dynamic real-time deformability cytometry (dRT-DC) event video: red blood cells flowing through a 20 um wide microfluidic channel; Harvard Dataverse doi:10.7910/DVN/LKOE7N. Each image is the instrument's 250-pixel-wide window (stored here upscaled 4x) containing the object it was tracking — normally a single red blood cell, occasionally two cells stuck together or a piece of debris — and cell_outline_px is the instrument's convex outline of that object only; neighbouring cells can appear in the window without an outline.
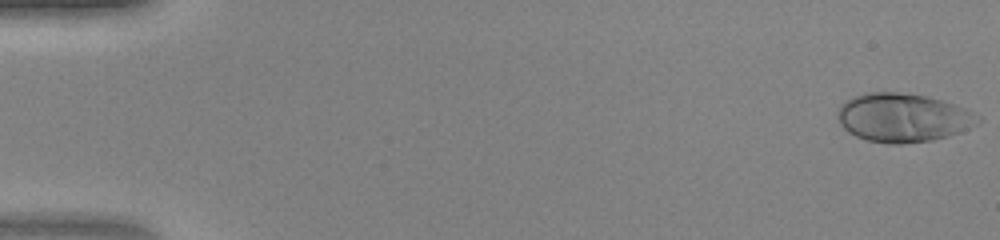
{"species": "human", "species_latin": "Homo sapiens", "temperature_condition": "warm", "stored_images_in_passage": 47, "camera_frame_rate_fps": 3000, "um_per_image_px": 0.085, "donor": {"sex": "female"}, "frame": {"image": 1, "passage_image": 1, "time_ms": 0.0, "image_size_px": [1000, 240], "cell_outline_px": [[980, 120], [976, 124], [960, 132], [948, 136], [932, 140], [900, 144], [888, 144], [868, 140], [856, 136], [848, 132], [840, 124], [836, 116], [836, 112], [840, 104], [844, 100], [852, 96], [868, 92], [896, 92], [924, 96], [940, 100], [952, 104], [972, 112], [980, 116]], "centroid_in_image_um": [76.68, 10.0], "position_along_channel_um": 8.3, "area_um2": 39.71}}
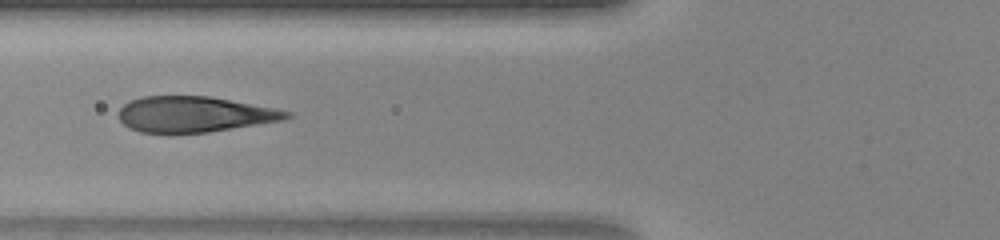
{"frame": {"image": 2, "passage_image": 19, "time_ms": 6.0, "image_size_px": [1000, 240], "cell_outline_px": [[292, 116], [284, 120], [208, 132], [172, 136], [140, 132], [128, 128], [116, 116], [116, 112], [124, 104], [132, 100], [144, 96], [208, 96], [272, 108], [292, 112]], "centroid_in_image_um": [16.42, 9.76], "position_along_channel_um": 109.4, "area_um2": 35.6}}
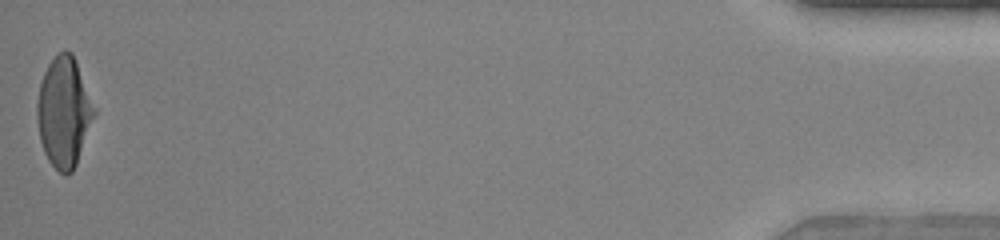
{"frame": {"image": 3, "passage_image": 47, "time_ms": 15.333, "image_size_px": [1000, 240], "cell_outline_px": [[96, 112], [76, 164], [72, 172], [68, 176], [60, 172], [48, 160], [44, 152], [40, 140], [36, 116], [36, 104], [40, 84], [44, 72], [48, 64], [64, 48], [72, 52], [76, 60], [96, 108]], "centroid_in_image_um": [5.43, 9.51], "position_along_channel_um": 429.8, "area_um2": 36.65}}